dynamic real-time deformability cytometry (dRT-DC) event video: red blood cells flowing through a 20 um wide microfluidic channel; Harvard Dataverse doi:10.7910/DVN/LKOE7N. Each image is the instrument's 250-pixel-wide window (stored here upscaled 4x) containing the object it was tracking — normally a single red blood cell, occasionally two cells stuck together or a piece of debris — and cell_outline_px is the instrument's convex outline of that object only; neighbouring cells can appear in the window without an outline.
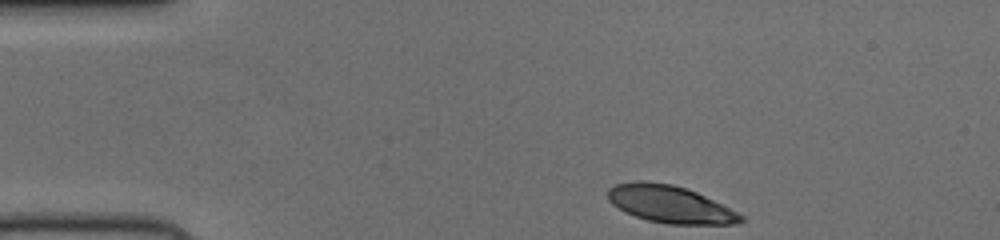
{"species": "human", "species_latin": "Homo sapiens", "temperature_condition": "cold", "stored_images_in_passage": 36, "camera_frame_rate_fps": 3000, "um_per_image_px": 0.085, "donor": {"sex": "female"}, "frame": {"image": 1, "passage_image": 1, "time_ms": 0.0, "image_size_px": [1000, 240], "cell_outline_px": [[744, 220], [732, 224], [668, 224], [648, 220], [624, 212], [612, 204], [608, 200], [608, 188], [616, 184], [636, 180], [644, 180], [672, 184], [696, 192], [744, 216]], "centroid_in_image_um": [56.88, 17.35], "position_along_channel_um": 28.1, "area_um2": 28.61}}
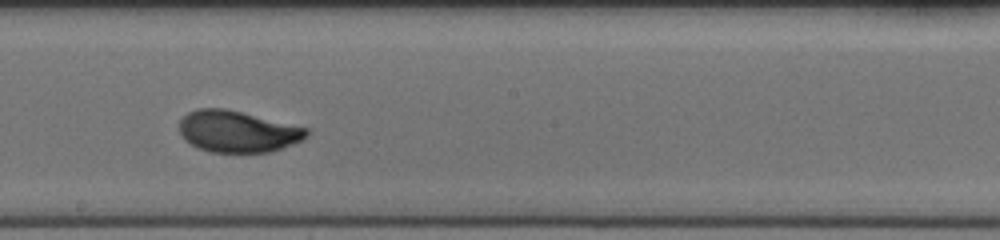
{"frame": {"image": 2, "passage_image": 21, "time_ms": 6.667, "image_size_px": [1000, 240], "cell_outline_px": [[308, 136], [292, 144], [268, 152], [208, 152], [184, 140], [180, 132], [180, 120], [188, 112], [196, 108], [224, 108], [308, 128]], "centroid_in_image_um": [20.16, 11.17], "position_along_channel_um": 228.0, "area_um2": 30.46}}
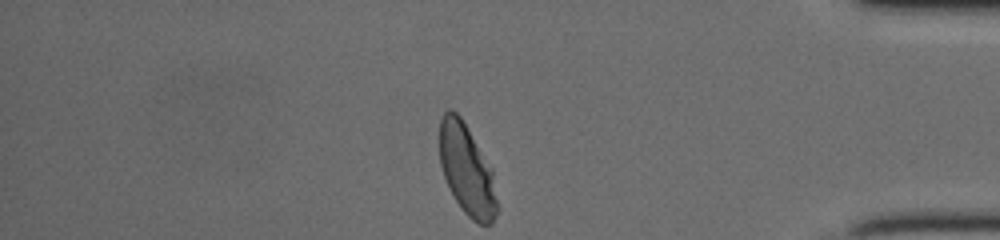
{"frame": {"image": 3, "passage_image": 36, "time_ms": 11.667, "image_size_px": [1000, 240], "cell_outline_px": [[500, 208], [492, 224], [480, 224], [472, 220], [464, 212], [448, 188], [440, 164], [440, 116], [448, 108], [452, 108], [460, 116], [492, 168]], "centroid_in_image_um": [39.71, 14.46], "position_along_channel_um": 395.5, "area_um2": 30.75}}